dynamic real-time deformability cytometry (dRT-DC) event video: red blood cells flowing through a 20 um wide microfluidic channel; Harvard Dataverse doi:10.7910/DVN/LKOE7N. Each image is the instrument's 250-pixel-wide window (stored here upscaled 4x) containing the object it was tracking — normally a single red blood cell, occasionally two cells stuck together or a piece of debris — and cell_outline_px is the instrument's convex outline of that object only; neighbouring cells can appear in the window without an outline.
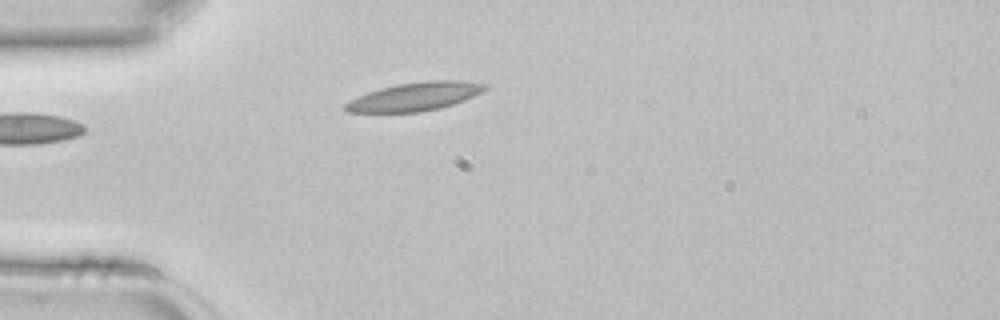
{"species": "common noctule bat (a hibernating species)", "species_latin": "Nyctalus noctula", "temperature_condition": "room temperature", "stored_images_in_passage": 2, "camera_frame_rate_fps": 3000, "um_per_image_px": 0.085, "animal": {"sex": "female", "body_mass_g": 22.7, "forearm_length_mm": 54.2}, "frame": {"image": 1, "passage_image": 2, "time_ms": 0.333, "image_size_px": [1000, 320], "cell_outline_px": [[488, 88], [464, 100], [440, 108], [420, 112], [348, 112], [344, 108], [344, 104], [348, 100], [368, 92], [380, 88], [396, 84], [424, 80], [460, 80], [488, 84]], "centroid_in_image_um": [35.25, 8.19], "position_along_channel_um": 49.7, "area_um2": 23.12}}